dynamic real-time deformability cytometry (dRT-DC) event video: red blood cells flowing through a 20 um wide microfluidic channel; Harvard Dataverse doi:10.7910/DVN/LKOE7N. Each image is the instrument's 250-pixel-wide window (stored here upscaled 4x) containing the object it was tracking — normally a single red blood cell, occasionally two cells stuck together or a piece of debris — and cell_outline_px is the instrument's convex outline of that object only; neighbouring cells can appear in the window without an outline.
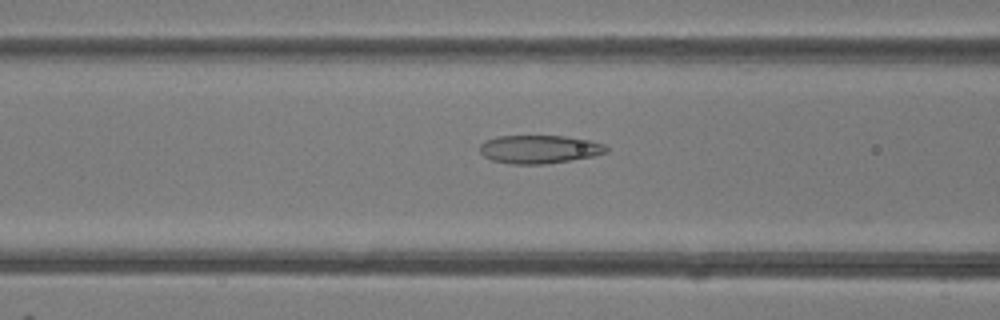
{"species": "common noctule bat (a hibernating species)", "species_latin": "Nyctalus noctula", "temperature_condition": "room temperature", "stored_images_in_passage": 39, "camera_frame_rate_fps": 3000, "um_per_image_px": 0.085, "animal": {"sex": "female"}, "frame": {"image": 1, "passage_image": 20, "time_ms": 6.333, "image_size_px": [1000, 320], "cell_outline_px": [[608, 152], [592, 156], [544, 164], [512, 164], [492, 160], [484, 156], [480, 152], [480, 144], [484, 140], [496, 136], [564, 136], [588, 140], [604, 144], [608, 148]], "centroid_in_image_um": [45.81, 12.68], "position_along_channel_um": 120.8, "area_um2": 20.75}}
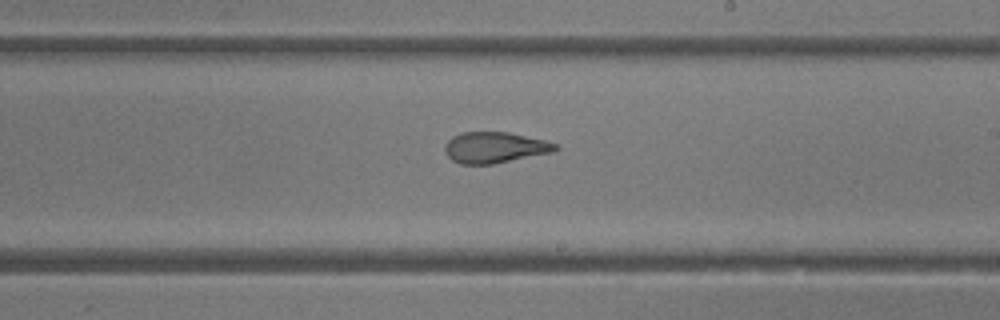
{"frame": {"image": 2, "passage_image": 29, "time_ms": 9.333, "image_size_px": [1000, 320], "cell_outline_px": [[560, 148], [552, 152], [492, 164], [460, 164], [452, 160], [448, 156], [444, 148], [448, 140], [452, 136], [460, 132], [508, 132], [544, 140], [556, 144]], "centroid_in_image_um": [42.03, 12.53], "position_along_channel_um": 247.0, "area_um2": 19.83}}
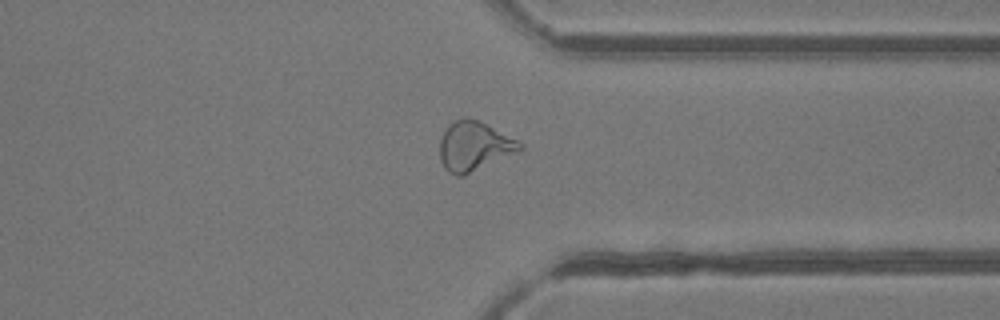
{"frame": {"image": 3, "passage_image": 38, "time_ms": 12.333, "image_size_px": [1000, 320], "cell_outline_px": [[524, 148], [516, 152], [464, 176], [456, 176], [448, 172], [444, 168], [440, 160], [440, 140], [444, 132], [456, 120], [464, 116], [476, 120], [524, 144]], "centroid_in_image_um": [40.27, 12.46], "position_along_channel_um": 371.1, "area_um2": 22.48}}